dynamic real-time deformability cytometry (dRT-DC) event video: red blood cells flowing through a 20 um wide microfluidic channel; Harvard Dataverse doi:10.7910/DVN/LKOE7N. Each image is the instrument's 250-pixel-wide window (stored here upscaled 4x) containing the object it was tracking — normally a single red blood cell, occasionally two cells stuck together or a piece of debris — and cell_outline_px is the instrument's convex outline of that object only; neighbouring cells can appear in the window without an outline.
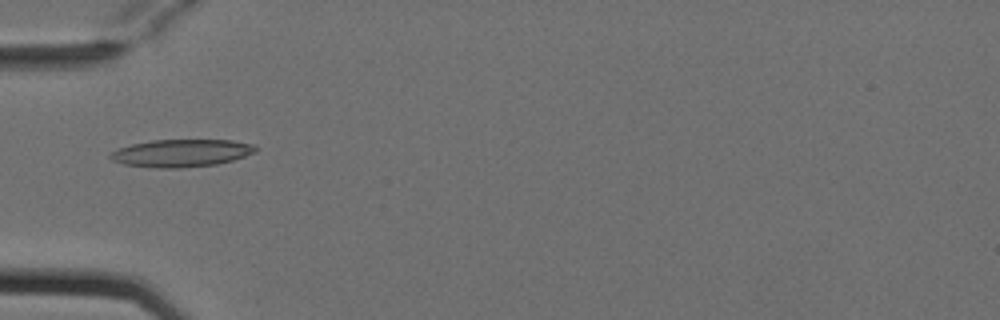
{"species": "Egyptian fruit bat (a non-hibernating species)", "species_latin": "Rousettus aegyptiacus", "temperature_condition": "cold", "stored_images_in_passage": 5, "camera_frame_rate_fps": 3000, "um_per_image_px": 0.085, "animal": {"sex": "female"}, "frame": {"image": 1, "passage_image": 5, "time_ms": 1.333, "image_size_px": [1000, 320], "cell_outline_px": [[256, 152], [232, 160], [216, 164], [180, 168], [156, 168], [124, 164], [112, 160], [108, 156], [116, 148], [132, 144], [152, 140], [232, 140], [252, 144], [256, 148]], "centroid_in_image_um": [15.38, 13.01], "position_along_channel_um": 69.6, "area_um2": 23.24}}